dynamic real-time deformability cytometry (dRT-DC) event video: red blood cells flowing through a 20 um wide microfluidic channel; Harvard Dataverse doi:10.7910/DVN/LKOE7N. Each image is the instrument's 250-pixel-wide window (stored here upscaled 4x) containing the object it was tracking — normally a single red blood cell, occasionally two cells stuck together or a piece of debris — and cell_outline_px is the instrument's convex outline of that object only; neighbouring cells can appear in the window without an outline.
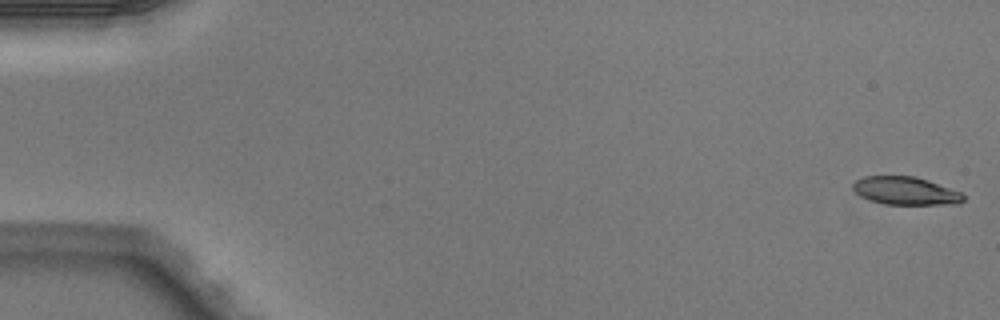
{"species": "Egyptian fruit bat (a non-hibernating species)", "species_latin": "Rousettus aegyptiacus", "temperature_condition": "warm", "stored_images_in_passage": 6, "camera_frame_rate_fps": 3000, "um_per_image_px": 0.085, "animal": {"sex": "male"}, "frame": {"image": 1, "passage_image": 1, "time_ms": 0.0, "image_size_px": [1000, 320], "cell_outline_px": [[964, 200], [960, 204], [884, 204], [868, 200], [860, 196], [852, 188], [852, 184], [856, 180], [864, 176], [916, 176], [928, 180], [960, 192], [964, 196]], "centroid_in_image_um": [76.95, 16.22], "position_along_channel_um": 8.1, "area_um2": 18.03}}
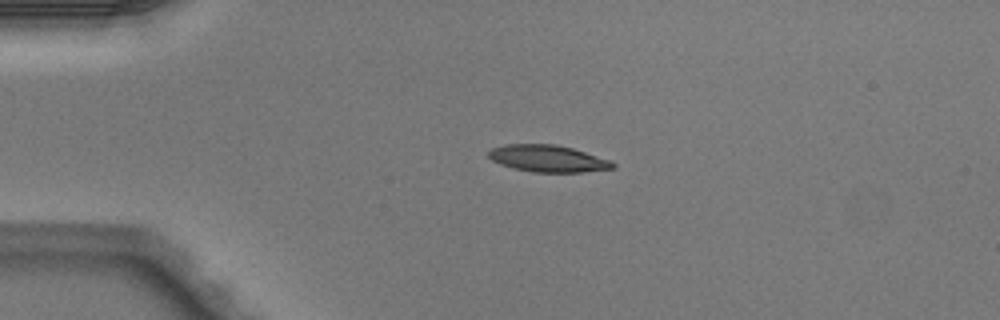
{"frame": {"image": 2, "passage_image": 4, "time_ms": 1.0, "image_size_px": [1000, 320], "cell_outline_px": [[616, 168], [580, 172], [532, 172], [512, 168], [500, 164], [492, 160], [488, 156], [488, 152], [492, 148], [504, 144], [556, 144], [572, 148], [612, 160], [616, 164]], "centroid_in_image_um": [46.58, 13.47], "position_along_channel_um": 38.4, "area_um2": 19.59}}
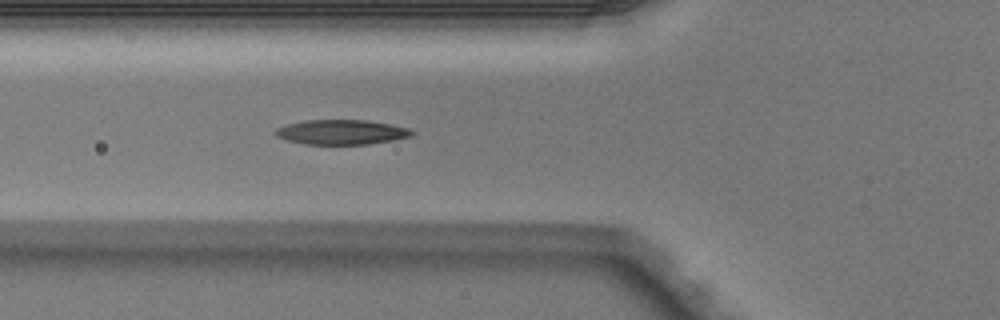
{"frame": {"image": 3, "passage_image": 6, "time_ms": 1.667, "image_size_px": [1000, 320], "cell_outline_px": [[416, 132], [412, 136], [396, 140], [368, 144], [304, 144], [288, 140], [276, 136], [272, 132], [276, 128], [288, 124], [304, 120], [368, 120], [392, 124], [412, 128]], "centroid_in_image_um": [29.09, 11.22], "position_along_channel_um": 96.7, "area_um2": 20.0}}